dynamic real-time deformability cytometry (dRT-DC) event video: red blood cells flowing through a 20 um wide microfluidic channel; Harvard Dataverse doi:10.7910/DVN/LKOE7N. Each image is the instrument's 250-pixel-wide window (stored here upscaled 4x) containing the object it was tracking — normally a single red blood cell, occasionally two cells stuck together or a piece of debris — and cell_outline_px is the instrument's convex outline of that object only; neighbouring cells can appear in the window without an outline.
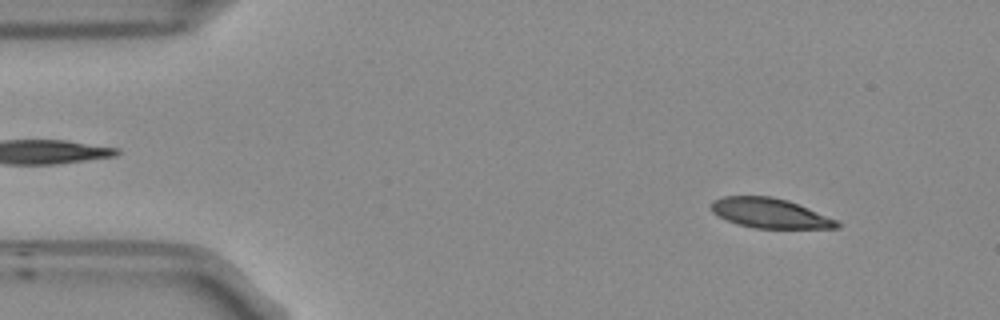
{"species": "Egyptian fruit bat (a non-hibernating species)", "species_latin": "Rousettus aegyptiacus", "temperature_condition": "room temperature", "stored_images_in_passage": 54, "segment_of_instrument_passage": [1, 2], "camera_frame_rate_fps": 3000, "um_per_image_px": 0.085, "frame": {"image": 1, "passage_image": 5, "time_ms": 1.333, "image_size_px": [1000, 320], "cell_outline_px": [[840, 228], [756, 228], [740, 224], [728, 220], [712, 212], [708, 204], [712, 200], [724, 196], [772, 196], [788, 200], [840, 220]], "centroid_in_image_um": [65.47, 18.11], "position_along_channel_um": 19.5, "area_um2": 21.96}}
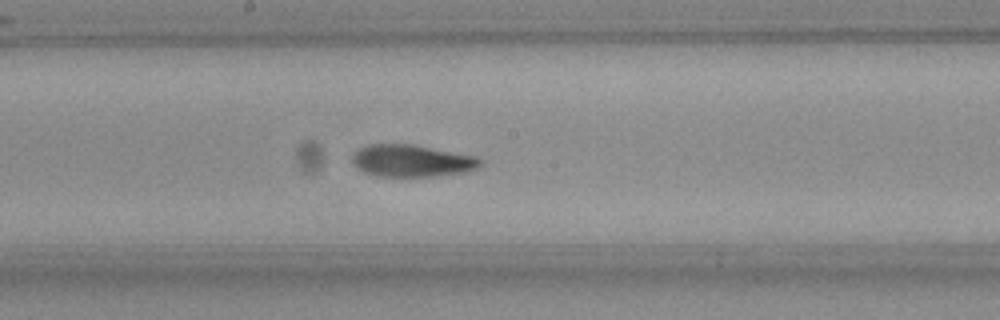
{"frame": {"image": 2, "passage_image": 27, "time_ms": 8.667, "image_size_px": [1000, 320], "cell_outline_px": [[484, 164], [476, 168], [464, 172], [432, 176], [372, 176], [364, 172], [352, 160], [352, 156], [360, 148], [368, 144], [412, 144], [476, 156]], "centroid_in_image_um": [35.01, 13.66], "position_along_channel_um": 213.2, "area_um2": 23.7}}
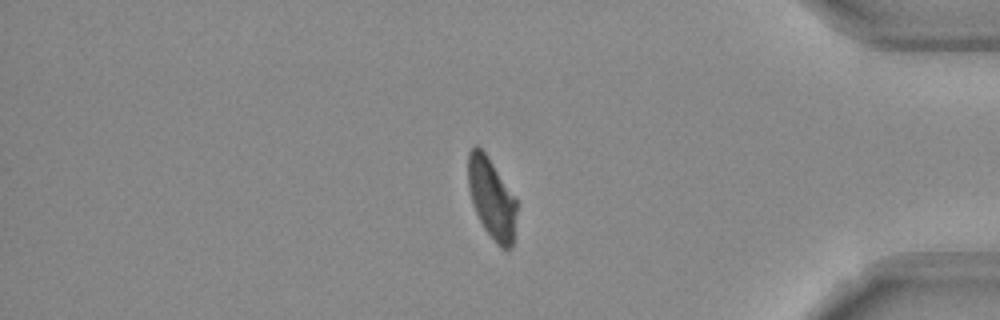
{"frame": {"image": 3, "passage_image": 44, "time_ms": 14.333, "image_size_px": [1000, 320], "cell_outline_px": [[516, 212], [512, 248], [500, 248], [496, 244], [484, 228], [472, 204], [468, 184], [468, 152], [472, 144], [476, 144], [484, 152], [516, 200]], "centroid_in_image_um": [41.76, 16.87], "position_along_channel_um": 393.4, "area_um2": 22.37}}